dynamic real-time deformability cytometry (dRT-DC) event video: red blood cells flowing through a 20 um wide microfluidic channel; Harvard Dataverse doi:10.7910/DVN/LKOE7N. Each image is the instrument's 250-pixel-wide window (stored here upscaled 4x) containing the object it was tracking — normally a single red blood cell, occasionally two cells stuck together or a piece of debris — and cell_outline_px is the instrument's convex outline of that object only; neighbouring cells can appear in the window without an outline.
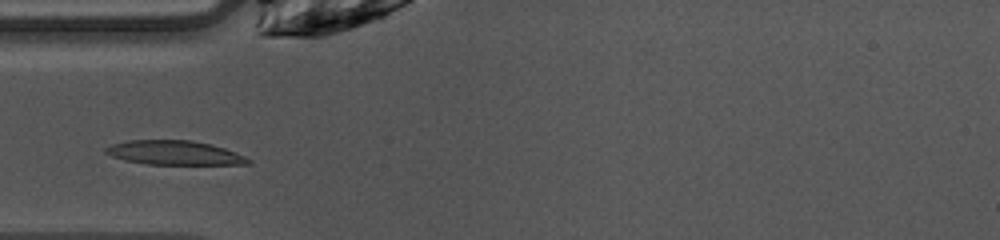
{"species": "common noctule bat (a hibernating species)", "species_latin": "Nyctalus noctula", "temperature_condition": "warm", "stored_images_in_passage": 37, "camera_frame_rate_fps": 3000, "um_per_image_px": 0.085, "animal": {"sex": "female", "body_mass_g": 10.0, "forearm_length_mm": 53.1}, "frame": {"image": 1, "passage_image": 3, "time_ms": 0.667, "image_size_px": [1000, 240], "cell_outline_px": [[252, 164], [148, 164], [124, 160], [112, 156], [104, 152], [104, 148], [112, 144], [128, 140], [192, 140], [212, 144], [224, 148], [244, 156], [252, 160]], "centroid_in_image_um": [14.81, 12.98], "position_along_channel_um": 70.2, "area_um2": 20.06}}
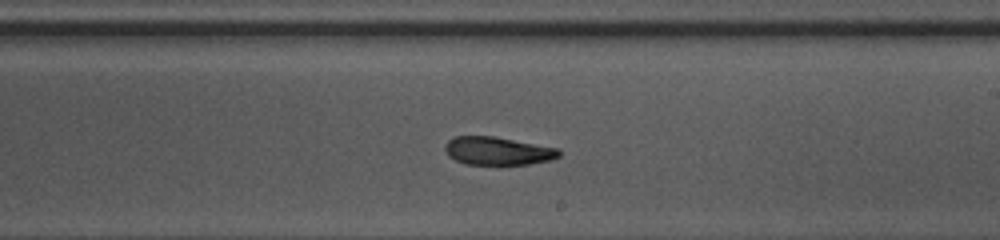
{"frame": {"image": 2, "passage_image": 16, "time_ms": 5.0, "image_size_px": [1000, 240], "cell_outline_px": [[560, 156], [552, 160], [528, 164], [464, 164], [448, 156], [444, 148], [444, 144], [448, 140], [456, 136], [492, 136], [556, 148], [560, 152]], "centroid_in_image_um": [42.26, 12.83], "position_along_channel_um": 246.7, "area_um2": 18.5}}
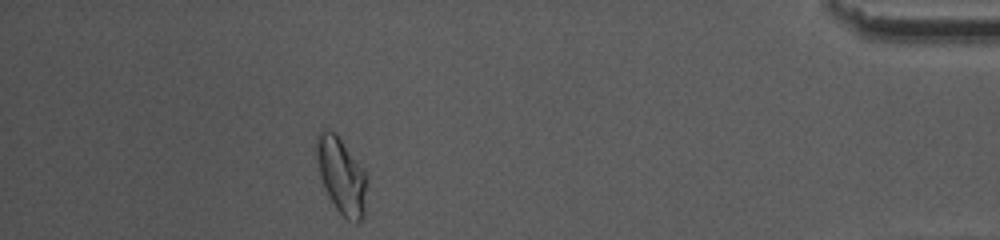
{"frame": {"image": 3, "passage_image": 32, "time_ms": 10.333, "image_size_px": [1000, 240], "cell_outline_px": [[364, 216], [356, 224], [348, 220], [336, 208], [320, 176], [316, 156], [316, 136], [320, 128], [328, 128], [336, 132], [364, 172]], "centroid_in_image_um": [28.96, 14.86], "position_along_channel_um": 406.2, "area_um2": 21.62}, "authors_computed_cell_mechanics": {"area_um2": 19.8254, "velocity_mm_per_s": 4.0491, "shape_relaxation_time_tau1_ms": 3.219, "shape_relaxation_time_tau2_ms": 3.2231, "deformation_change_tau1": 0.1385, "deformation_change_tau2": 0.0806}}